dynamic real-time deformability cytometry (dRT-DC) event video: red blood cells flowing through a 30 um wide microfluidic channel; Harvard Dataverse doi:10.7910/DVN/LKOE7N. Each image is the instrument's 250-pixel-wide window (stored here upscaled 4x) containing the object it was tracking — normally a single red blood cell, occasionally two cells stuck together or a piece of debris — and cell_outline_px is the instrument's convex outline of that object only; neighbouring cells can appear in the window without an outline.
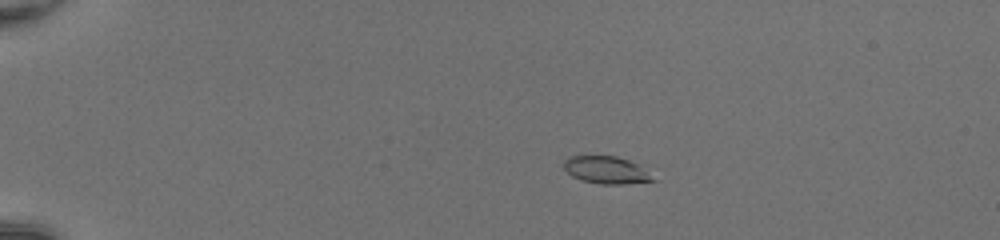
{"species": "common noctule bat (a hibernating species)", "species_latin": "Nyctalus noctula", "temperature_condition": "room temperature", "stored_images_in_passage": 43, "camera_frame_rate_fps": 3000, "um_per_image_px": 0.085, "animal": {"sex": "female", "body_mass_g": 20.0, "forearm_length_mm": 54.0}, "frame": {"image": 1, "passage_image": 3, "time_ms": 0.667, "image_size_px": [1000, 240], "cell_outline_px": [[656, 180], [624, 184], [600, 184], [580, 180], [572, 176], [564, 168], [564, 160], [568, 156], [616, 156], [640, 164]], "centroid_in_image_um": [51.53, 14.45], "position_along_channel_um": 33.5, "area_um2": 14.22}}
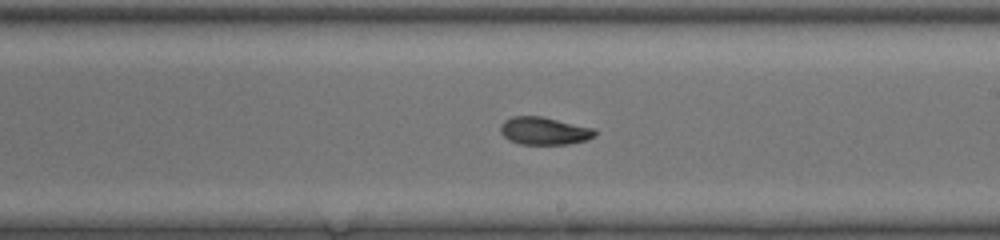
{"frame": {"image": 2, "passage_image": 24, "time_ms": 7.667, "image_size_px": [1000, 240], "cell_outline_px": [[596, 136], [588, 140], [568, 144], [520, 144], [508, 140], [500, 132], [500, 124], [504, 120], [512, 116], [544, 116], [596, 128]], "centroid_in_image_um": [46.28, 11.11], "position_along_channel_um": 242.7, "area_um2": 15.61}}
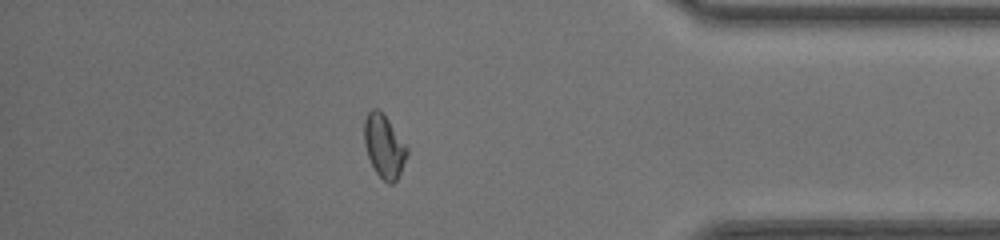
{"frame": {"image": 3, "passage_image": 37, "time_ms": 12.0, "image_size_px": [1000, 240], "cell_outline_px": [[408, 152], [400, 172], [396, 180], [392, 184], [388, 184], [376, 172], [368, 156], [364, 144], [364, 120], [368, 112], [372, 108], [376, 108], [388, 120], [408, 148]], "centroid_in_image_um": [32.63, 12.43], "position_along_channel_um": 402.6, "area_um2": 15.37}, "authors_computed_cell_mechanics": {"area_um2": 15.3748, "velocity_mm_per_s": 4.224, "shape_relaxation_time_tau1_ms": 6.5734, "shape_relaxation_time_tau2_ms": 0.9357, "deformation_change_tau1": 0.1849, "deformation_change_tau2": 0.0446}}